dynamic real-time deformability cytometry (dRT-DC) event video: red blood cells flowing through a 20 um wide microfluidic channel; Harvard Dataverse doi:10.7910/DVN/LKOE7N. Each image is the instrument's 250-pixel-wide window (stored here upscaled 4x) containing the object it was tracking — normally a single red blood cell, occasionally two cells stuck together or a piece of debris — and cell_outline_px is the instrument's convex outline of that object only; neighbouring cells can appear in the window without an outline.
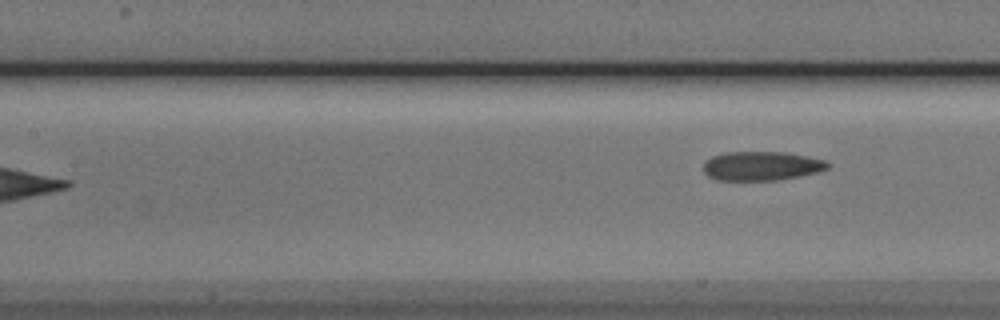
{"species": "Egyptian fruit bat (a non-hibernating species)", "species_latin": "Rousettus aegyptiacus", "temperature_condition": "cold", "stored_images_in_passage": 8, "camera_frame_rate_fps": 3000, "um_per_image_px": 0.085, "animal": {"sex": "male"}, "frame": {"image": 1, "passage_image": 8, "time_ms": 8.333, "image_size_px": [1000, 320], "cell_outline_px": [[828, 168], [816, 172], [776, 180], [716, 180], [708, 176], [704, 172], [704, 160], [712, 156], [724, 152], [784, 152], [824, 160], [828, 164]], "centroid_in_image_um": [64.64, 14.1], "position_along_channel_um": 142.8, "area_um2": 20.81}}